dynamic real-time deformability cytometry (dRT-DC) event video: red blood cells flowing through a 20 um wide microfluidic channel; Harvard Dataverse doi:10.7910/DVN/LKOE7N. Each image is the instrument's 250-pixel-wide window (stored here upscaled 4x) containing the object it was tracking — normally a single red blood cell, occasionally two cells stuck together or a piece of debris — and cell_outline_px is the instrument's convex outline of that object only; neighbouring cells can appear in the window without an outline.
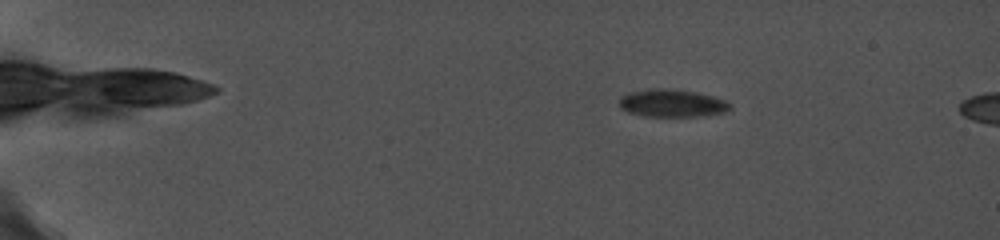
{"species": "common noctule bat (a hibernating species)", "species_latin": "Nyctalus noctula", "temperature_condition": "cold", "stored_images_in_passage": 66, "camera_frame_rate_fps": 5000, "um_per_image_px": 0.085, "animal": {"sex": "female", "body_mass_g": 19.0, "forearm_length_mm": 56.7}, "frame": {"image": 1, "passage_image": 5, "time_ms": 1.0, "image_size_px": [1000, 240], "cell_outline_px": [[732, 108], [724, 112], [704, 116], [644, 116], [628, 112], [620, 108], [620, 96], [628, 92], [648, 88], [660, 88], [696, 92], [728, 100], [732, 104]], "centroid_in_image_um": [57.13, 8.77], "position_along_channel_um": 27.9, "area_um2": 18.03}}
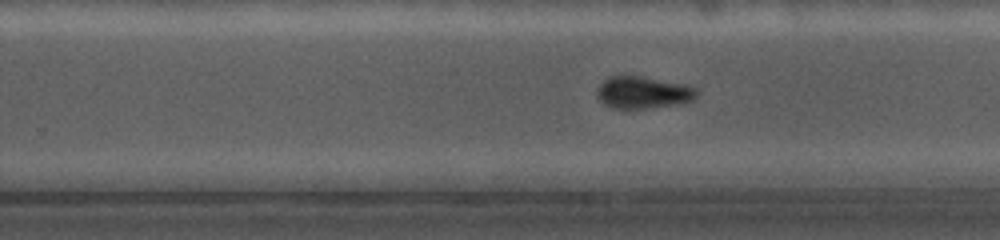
{"frame": {"image": 2, "passage_image": 46, "time_ms": 10.6, "image_size_px": [1000, 240], "cell_outline_px": [[696, 96], [692, 100], [680, 104], [640, 108], [616, 108], [604, 104], [596, 96], [596, 92], [600, 84], [604, 80], [612, 76], [644, 76], [684, 84], [696, 88]], "centroid_in_image_um": [54.65, 7.85], "position_along_channel_um": 275.2, "area_um2": 18.44}}
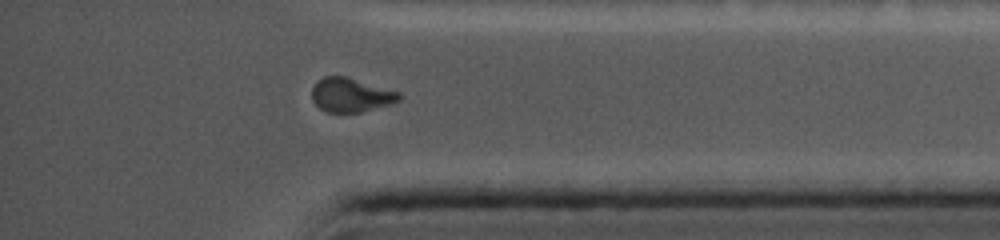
{"frame": {"image": 3, "passage_image": 61, "time_ms": 14.0, "image_size_px": [1000, 240], "cell_outline_px": [[404, 96], [400, 100], [388, 104], [360, 112], [328, 112], [320, 108], [312, 100], [312, 88], [316, 80], [324, 76], [344, 76], [400, 92]], "centroid_in_image_um": [29.81, 8.06], "position_along_channel_um": 405.4, "area_um2": 17.17}}